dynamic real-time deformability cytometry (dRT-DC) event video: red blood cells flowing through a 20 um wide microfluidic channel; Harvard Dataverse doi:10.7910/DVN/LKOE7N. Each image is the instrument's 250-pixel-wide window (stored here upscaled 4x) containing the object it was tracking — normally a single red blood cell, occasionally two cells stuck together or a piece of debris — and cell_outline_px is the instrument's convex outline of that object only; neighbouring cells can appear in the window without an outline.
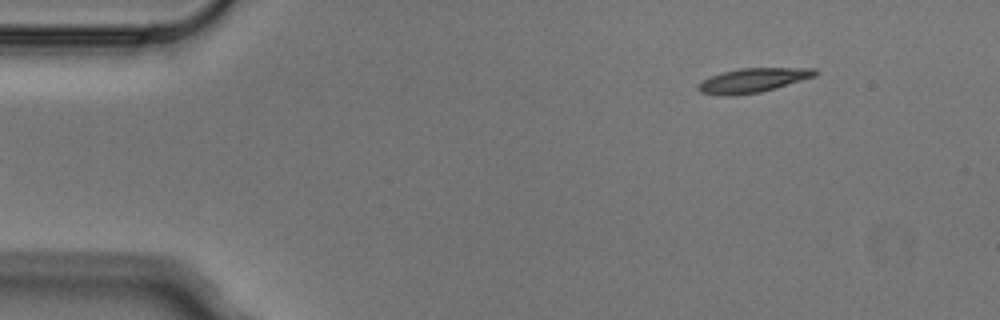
{"species": "Egyptian fruit bat (a non-hibernating species)", "species_latin": "Rousettus aegyptiacus", "temperature_condition": "cold", "stored_images_in_passage": 5, "segment_of_instrument_passage": [2, 2], "camera_frame_rate_fps": 3000, "um_per_image_px": 0.085, "animal": {"sex": "male"}, "frame": {"image": 1, "passage_image": 5, "time_ms": 1.333, "image_size_px": [1000, 320], "cell_outline_px": [[820, 72], [816, 76], [760, 92], [736, 96], [720, 96], [700, 92], [696, 88], [696, 84], [712, 76], [724, 72], [740, 68], [816, 68]], "centroid_in_image_um": [63.99, 6.84], "position_along_channel_um": 21.0, "area_um2": 16.59}}